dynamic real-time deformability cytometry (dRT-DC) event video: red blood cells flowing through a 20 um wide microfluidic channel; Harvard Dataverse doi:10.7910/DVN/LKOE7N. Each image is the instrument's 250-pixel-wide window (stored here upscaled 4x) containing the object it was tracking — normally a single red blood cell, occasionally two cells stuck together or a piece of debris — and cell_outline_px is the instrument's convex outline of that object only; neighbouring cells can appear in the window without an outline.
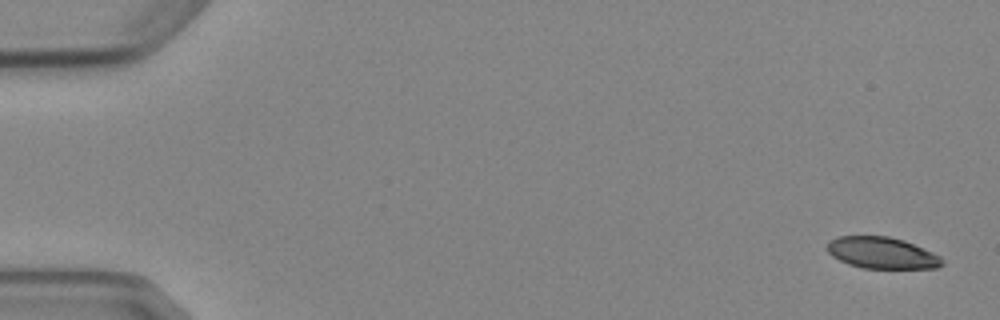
{"species": "Egyptian fruit bat (a non-hibernating species)", "species_latin": "Rousettus aegyptiacus", "temperature_condition": "cold", "stored_images_in_passage": 4, "camera_frame_rate_fps": 3000, "um_per_image_px": 0.085, "animal": {"sex": "female"}, "frame": {"image": 1, "passage_image": 1, "time_ms": 0.0, "image_size_px": [1000, 320], "cell_outline_px": [[944, 264], [936, 268], [864, 268], [848, 264], [832, 256], [828, 252], [828, 240], [836, 236], [888, 236], [904, 240], [932, 252], [940, 256], [944, 260]], "centroid_in_image_um": [74.96, 21.49], "position_along_channel_um": 10.0, "area_um2": 21.1}}
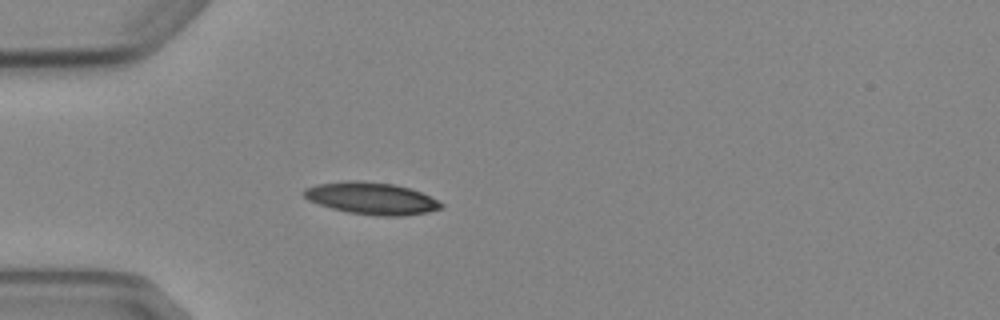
{"frame": {"image": 2, "passage_image": 4, "time_ms": 4.667, "image_size_px": [1000, 320], "cell_outline_px": [[444, 208], [428, 212], [404, 216], [380, 216], [348, 212], [332, 208], [308, 200], [300, 192], [304, 188], [316, 184], [344, 180], [360, 180], [396, 184], [420, 192], [444, 204]], "centroid_in_image_um": [31.55, 16.85], "position_along_channel_um": 53.5, "area_um2": 25.78}}